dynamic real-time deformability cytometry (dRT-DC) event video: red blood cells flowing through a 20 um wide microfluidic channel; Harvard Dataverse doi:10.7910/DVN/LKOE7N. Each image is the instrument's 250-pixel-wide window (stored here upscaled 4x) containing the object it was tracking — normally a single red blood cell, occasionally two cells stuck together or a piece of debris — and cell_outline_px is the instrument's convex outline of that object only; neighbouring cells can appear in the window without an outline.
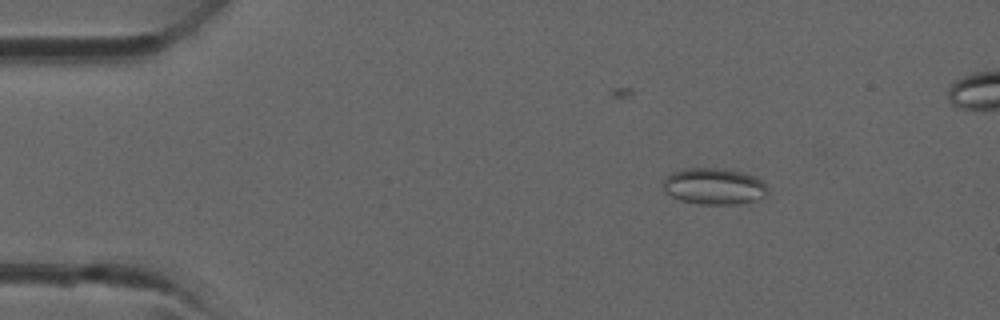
{"species": "common noctule bat (a hibernating species)", "species_latin": "Nyctalus noctula", "temperature_condition": "room temperature", "stored_images_in_passage": 25, "camera_frame_rate_fps": 3000, "um_per_image_px": 0.085, "animal": {"sex": "male", "forearm_length_mm": 52.5}, "frame": {"image": 1, "passage_image": 5, "time_ms": 1.333, "image_size_px": [1000, 320], "cell_outline_px": [[768, 192], [764, 196], [756, 200], [736, 204], [700, 204], [680, 200], [664, 192], [660, 184], [672, 172], [684, 168], [724, 168], [740, 172], [752, 176], [760, 180], [768, 188]], "centroid_in_image_um": [60.64, 15.83], "position_along_channel_um": 24.4, "area_um2": 22.2}}
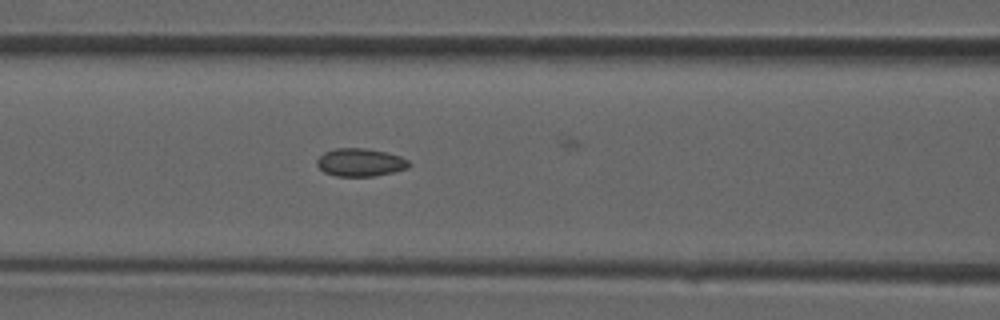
{"frame": {"image": 2, "passage_image": 15, "time_ms": 4.667, "image_size_px": [1000, 320], "cell_outline_px": [[412, 164], [408, 168], [392, 172], [372, 176], [336, 176], [324, 172], [316, 164], [316, 160], [324, 152], [336, 148], [364, 148], [388, 152], [400, 156], [408, 160]], "centroid_in_image_um": [30.63, 13.79], "position_along_channel_um": 136.0, "area_um2": 15.03}}
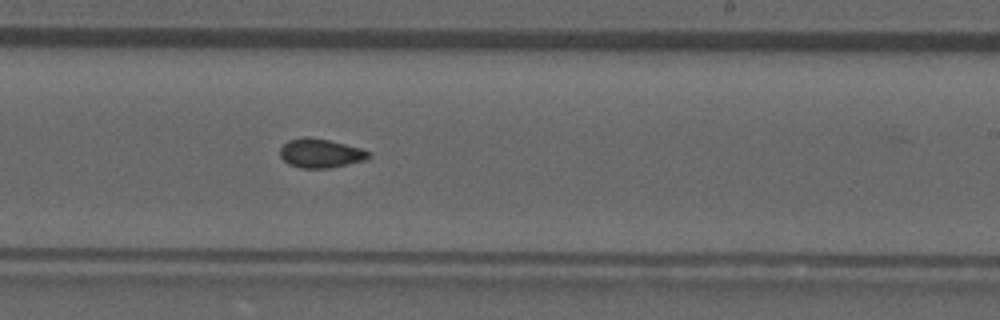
{"frame": {"image": 3, "passage_image": 22, "time_ms": 7.0, "image_size_px": [1000, 320], "cell_outline_px": [[372, 156], [368, 160], [328, 168], [300, 168], [288, 164], [280, 156], [280, 148], [288, 140], [304, 136], [308, 136], [328, 140], [360, 148], [372, 152]], "centroid_in_image_um": [27.27, 13.03], "position_along_channel_um": 261.7, "area_um2": 15.14}}